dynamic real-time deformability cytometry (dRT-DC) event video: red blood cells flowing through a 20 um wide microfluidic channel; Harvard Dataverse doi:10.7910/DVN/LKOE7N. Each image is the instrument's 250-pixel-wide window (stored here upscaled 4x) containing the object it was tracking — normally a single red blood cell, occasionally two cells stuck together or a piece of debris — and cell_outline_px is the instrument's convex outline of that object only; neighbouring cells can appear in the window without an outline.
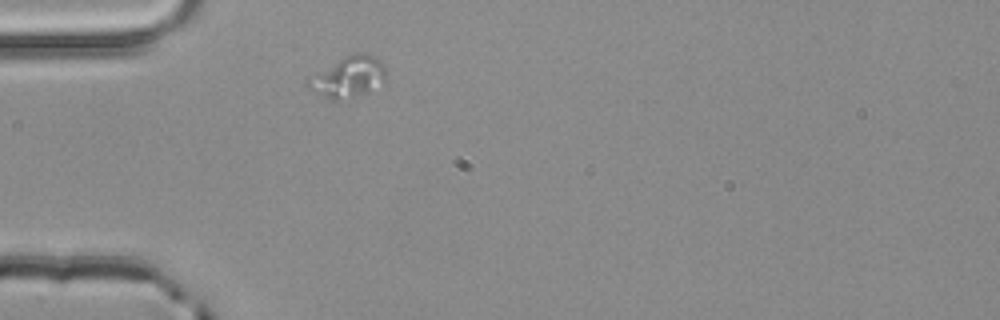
{"species": "common noctule bat (a hibernating species)", "species_latin": "Nyctalus noctula", "temperature_condition": "room temperature", "stored_images_in_passage": 1, "camera_frame_rate_fps": 3000, "um_per_image_px": 0.085, "animal": {"sex": "male", "body_mass_g": 20.4}, "frame": {"image": 1, "passage_image": 1, "time_ms": 0.0, "image_size_px": [1000, 320], "cell_outline_px": [[384, 80], [364, 92], [352, 96], [336, 100], [332, 100], [308, 88], [304, 84], [304, 80], [308, 76], [344, 56], [356, 52], [364, 52], [376, 56], [384, 64]], "centroid_in_image_um": [29.52, 6.49], "position_along_channel_um": 55.5, "area_um2": 18.32}}